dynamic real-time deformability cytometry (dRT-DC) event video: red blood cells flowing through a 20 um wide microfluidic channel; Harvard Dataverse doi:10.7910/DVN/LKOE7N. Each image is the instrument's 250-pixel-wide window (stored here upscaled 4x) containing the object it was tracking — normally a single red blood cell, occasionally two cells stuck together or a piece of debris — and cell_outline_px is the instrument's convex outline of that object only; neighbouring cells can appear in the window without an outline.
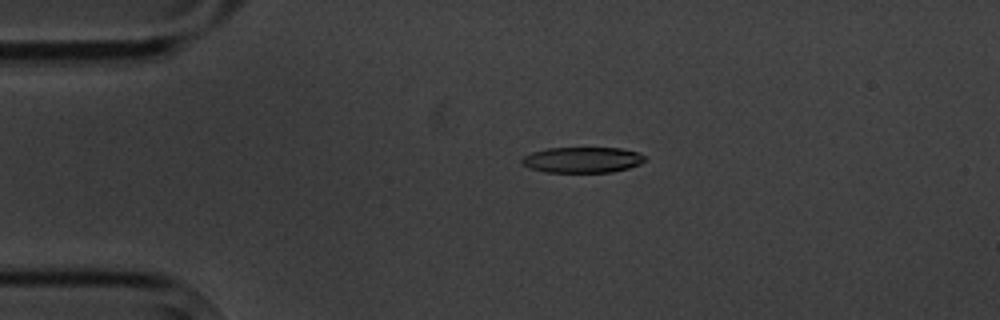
{"species": "common noctule bat (a hibernating species)", "species_latin": "Nyctalus noctula", "temperature_condition": "cold", "stored_images_in_passage": 3, "camera_frame_rate_fps": 3000, "um_per_image_px": 0.085, "animal": {"sex": "male", "body_mass_g": 20.1, "forearm_length_mm": 53.5}, "frame": {"image": 1, "passage_image": 2, "time_ms": 2.0, "image_size_px": [1000, 320], "cell_outline_px": [[644, 160], [640, 164], [628, 168], [612, 172], [544, 172], [528, 168], [520, 164], [520, 160], [524, 156], [532, 152], [548, 148], [620, 148], [636, 152], [644, 156]], "centroid_in_image_um": [49.44, 13.59], "position_along_channel_um": 35.6, "area_um2": 18.44}}